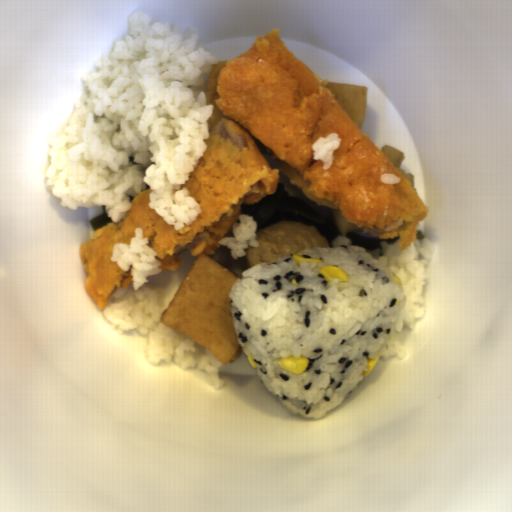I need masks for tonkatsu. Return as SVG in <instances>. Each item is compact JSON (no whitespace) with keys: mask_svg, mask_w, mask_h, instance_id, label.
<instances>
[{"mask_svg":"<svg viewBox=\"0 0 512 512\" xmlns=\"http://www.w3.org/2000/svg\"><path fill=\"white\" fill-rule=\"evenodd\" d=\"M214 103L222 116L181 189L201 213L176 230L149 208L150 188L135 196L123 220L97 228L79 252L83 289L102 311L118 288L133 278L112 260L117 243H130L141 228L161 271H177L183 252L210 255L233 229L241 204H256L275 193L284 175L311 201L336 209L363 233L399 238L404 251L417 238L429 211L414 187L376 146L318 77L284 42L279 29L255 39L249 49L226 61ZM337 133L340 147L324 171L311 144ZM400 177L383 184L382 174Z\"/></svg>","mask_w":512,"mask_h":512,"instance_id":"tonkatsu-1","label":"tonkatsu"}]
</instances>
